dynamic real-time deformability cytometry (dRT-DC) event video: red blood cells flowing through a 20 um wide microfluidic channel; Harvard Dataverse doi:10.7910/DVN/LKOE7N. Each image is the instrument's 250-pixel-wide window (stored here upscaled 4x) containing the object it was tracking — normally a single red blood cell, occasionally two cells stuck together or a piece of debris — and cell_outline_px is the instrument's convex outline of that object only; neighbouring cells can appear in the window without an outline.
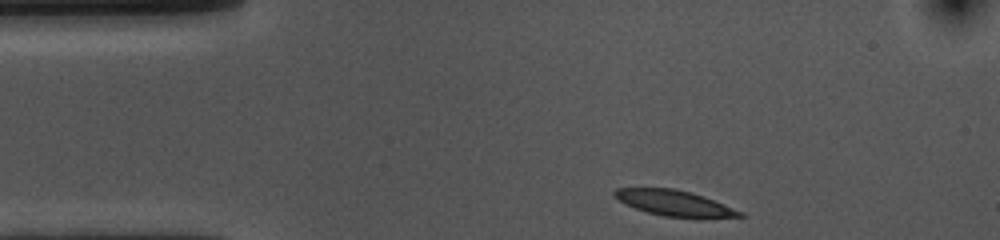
{"species": "common noctule bat (a hibernating species)", "species_latin": "Nyctalus noctula", "temperature_condition": "cold", "stored_images_in_passage": 36, "camera_frame_rate_fps": 3000, "um_per_image_px": 0.085, "animal": {"sex": "female", "body_mass_g": 10.0, "forearm_length_mm": 53.1}, "frame": {"image": 1, "passage_image": 1, "time_ms": 0.0, "image_size_px": [1000, 240], "cell_outline_px": [[744, 216], [700, 220], [696, 220], [664, 216], [648, 212], [624, 204], [612, 192], [616, 188], [676, 188], [704, 196], [744, 212]], "centroid_in_image_um": [57.42, 17.3], "position_along_channel_um": 27.6, "area_um2": 19.25}}
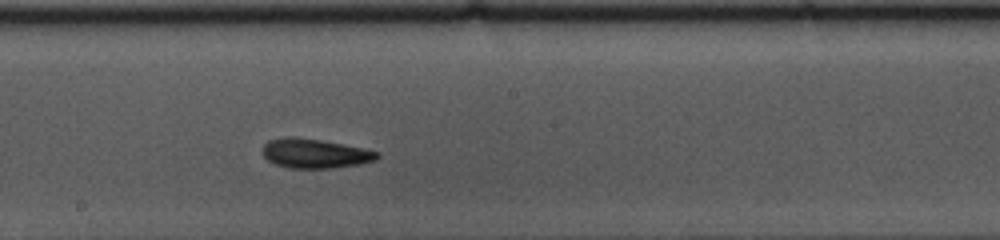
{"frame": {"image": 2, "passage_image": 21, "time_ms": 6.667, "image_size_px": [1000, 240], "cell_outline_px": [[380, 156], [376, 160], [360, 164], [332, 168], [288, 168], [276, 164], [268, 160], [260, 152], [264, 144], [268, 140], [292, 136], [320, 140], [344, 144], [380, 152]], "centroid_in_image_um": [26.76, 13.04], "position_along_channel_um": 221.4, "area_um2": 19.71}}
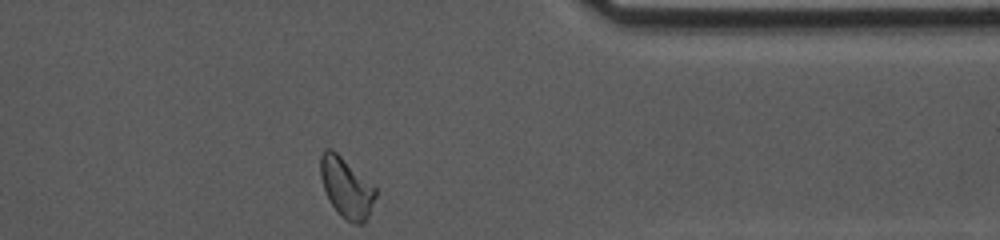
{"frame": {"image": 3, "passage_image": 36, "time_ms": 11.667, "image_size_px": [1000, 240], "cell_outline_px": [[376, 196], [368, 216], [364, 224], [356, 224], [344, 220], [340, 216], [328, 200], [320, 176], [320, 156], [324, 148], [332, 148], [376, 188]], "centroid_in_image_um": [29.42, 15.96], "position_along_channel_um": 382.0, "area_um2": 19.31}, "authors_computed_cell_mechanics": {"area_um2": 19.4208, "velocity_mm_per_s": 3.5444, "shape_relaxation_time_tau1_ms": 3.4782, "shape_relaxation_time_tau2_ms": 8.2419, "deformation_change_tau1": 0.1175, "deformation_change_tau2": 0.1478}}